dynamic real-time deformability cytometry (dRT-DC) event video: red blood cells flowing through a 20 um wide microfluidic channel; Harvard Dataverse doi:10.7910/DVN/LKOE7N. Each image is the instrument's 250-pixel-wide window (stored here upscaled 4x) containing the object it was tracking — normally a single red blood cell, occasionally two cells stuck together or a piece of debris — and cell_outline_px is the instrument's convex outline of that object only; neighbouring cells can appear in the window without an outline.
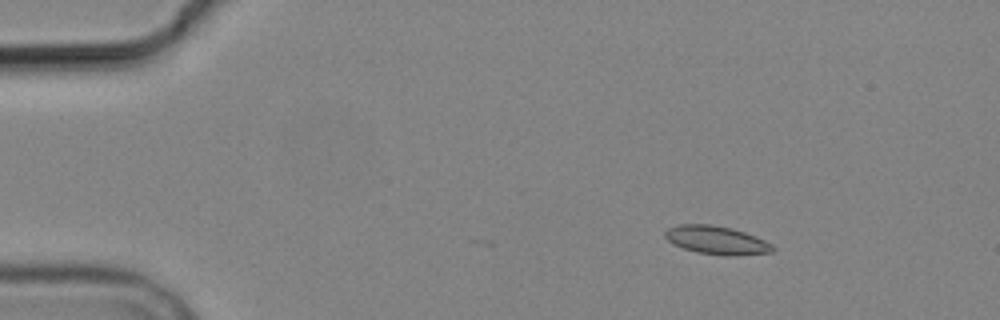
{"species": "common noctule bat (a hibernating species)", "species_latin": "Nyctalus noctula", "temperature_condition": "cold", "stored_images_in_passage": 6, "camera_frame_rate_fps": 3000, "um_per_image_px": 0.085, "animal": {"sex": "male", "body_mass_g": 19.2, "forearm_length_mm": 51.8}, "frame": {"image": 1, "passage_image": 2, "time_ms": 1.333, "image_size_px": [1000, 320], "cell_outline_px": [[776, 248], [772, 252], [732, 256], [724, 256], [696, 252], [672, 244], [664, 236], [664, 232], [668, 228], [680, 224], [712, 224], [732, 228], [756, 236], [772, 244]], "centroid_in_image_um": [60.91, 20.41], "position_along_channel_um": 24.1, "area_um2": 17.92}}
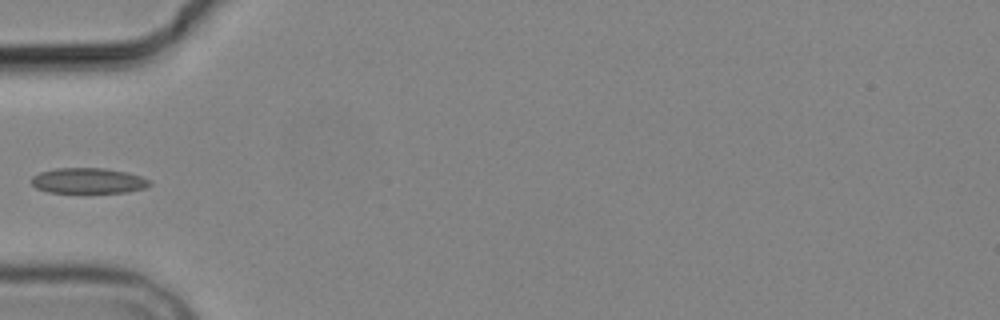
{"frame": {"image": 2, "passage_image": 5, "time_ms": 5.0, "image_size_px": [1000, 320], "cell_outline_px": [[152, 184], [144, 188], [128, 192], [48, 192], [36, 188], [32, 184], [32, 176], [40, 172], [56, 168], [104, 168], [128, 172], [152, 180]], "centroid_in_image_um": [7.53, 15.35], "position_along_channel_um": 77.5, "area_um2": 17.57}}
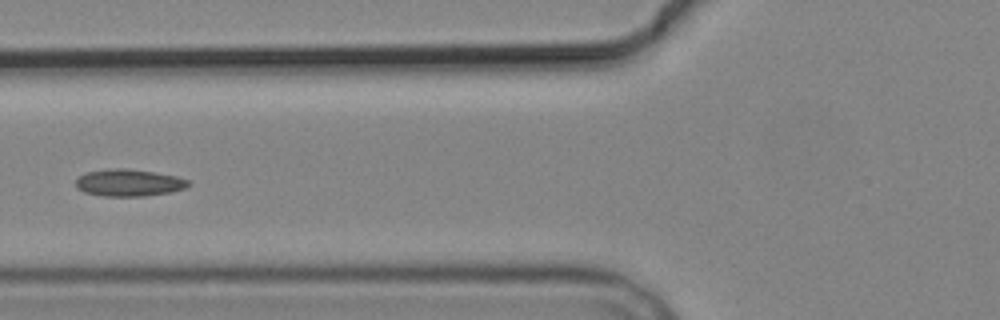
{"frame": {"image": 3, "passage_image": 6, "time_ms": 6.0, "image_size_px": [1000, 320], "cell_outline_px": [[192, 184], [184, 188], [168, 192], [144, 196], [104, 196], [84, 192], [76, 188], [76, 180], [80, 176], [88, 172], [112, 168], [128, 168], [176, 176], [188, 180]], "centroid_in_image_um": [10.94, 15.53], "position_along_channel_um": 114.9, "area_um2": 17.57}}